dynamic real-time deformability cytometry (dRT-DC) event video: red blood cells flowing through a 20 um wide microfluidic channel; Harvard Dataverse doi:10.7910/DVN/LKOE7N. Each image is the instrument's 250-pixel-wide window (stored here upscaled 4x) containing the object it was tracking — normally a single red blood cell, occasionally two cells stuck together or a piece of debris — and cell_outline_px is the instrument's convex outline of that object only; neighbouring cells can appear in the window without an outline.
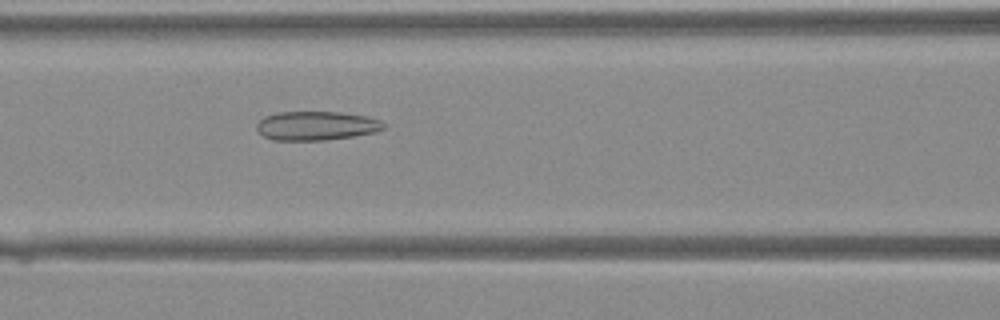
{"species": "Egyptian fruit bat (a non-hibernating species)", "species_latin": "Rousettus aegyptiacus", "temperature_condition": "warm", "stored_images_in_passage": 29, "camera_frame_rate_fps": 3000, "um_per_image_px": 0.085, "animal": {"sex": "female"}, "frame": {"image": 1, "passage_image": 7, "time_ms": 2.0, "image_size_px": [1000, 320], "cell_outline_px": [[388, 128], [376, 132], [352, 136], [324, 140], [272, 140], [264, 136], [256, 128], [256, 124], [264, 116], [276, 112], [340, 112], [364, 116], [380, 120], [388, 124]], "centroid_in_image_um": [26.92, 10.68], "position_along_channel_um": 139.7, "area_um2": 21.56}}
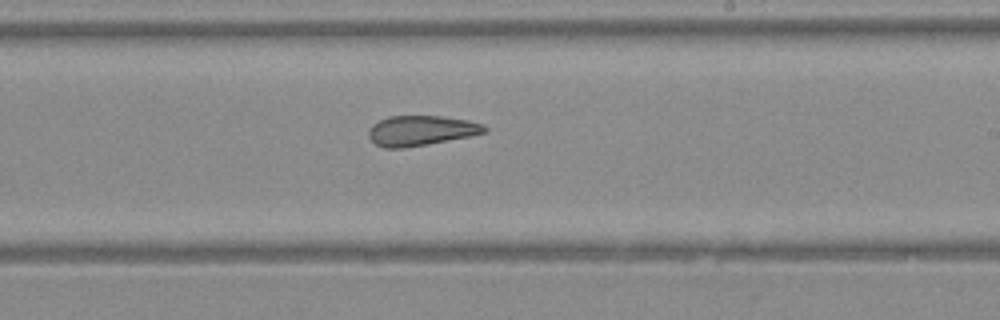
{"frame": {"image": 2, "passage_image": 14, "time_ms": 4.333, "image_size_px": [1000, 320], "cell_outline_px": [[488, 132], [448, 140], [404, 148], [384, 148], [376, 144], [368, 136], [368, 132], [372, 124], [388, 116], [440, 116], [468, 120], [484, 124], [488, 128]], "centroid_in_image_um": [35.79, 11.09], "position_along_channel_um": 253.2, "area_um2": 20.23}}
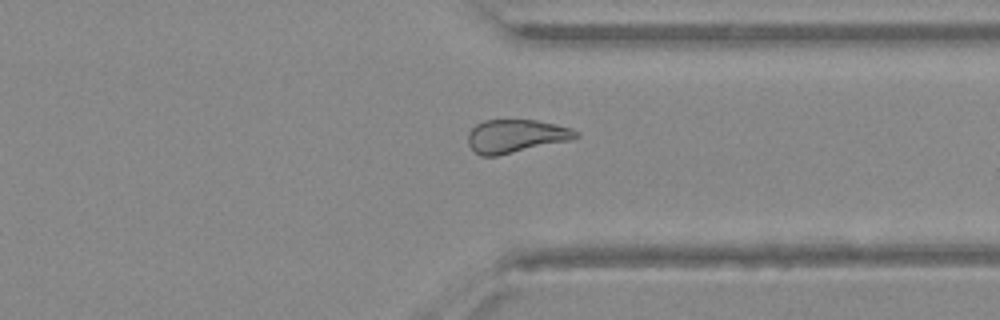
{"frame": {"image": 3, "passage_image": 21, "time_ms": 6.667, "image_size_px": [1000, 320], "cell_outline_px": [[580, 136], [568, 140], [496, 156], [480, 156], [468, 144], [468, 132], [476, 124], [484, 120], [536, 120], [556, 124], [572, 128]], "centroid_in_image_um": [43.81, 11.56], "position_along_channel_um": 367.6, "area_um2": 20.63}}